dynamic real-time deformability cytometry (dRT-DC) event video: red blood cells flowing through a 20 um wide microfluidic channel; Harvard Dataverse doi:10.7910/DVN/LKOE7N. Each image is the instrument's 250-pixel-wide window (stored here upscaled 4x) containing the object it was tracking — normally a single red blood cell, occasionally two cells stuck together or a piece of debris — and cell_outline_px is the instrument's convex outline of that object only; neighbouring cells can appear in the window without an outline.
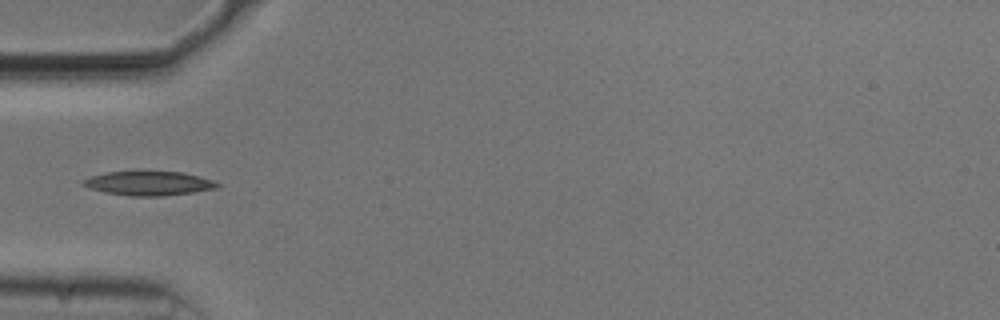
{"species": "common noctule bat (a hibernating species)", "species_latin": "Nyctalus noctula", "temperature_condition": "cold", "stored_images_in_passage": 37, "camera_frame_rate_fps": 3000, "um_per_image_px": 0.085, "animal": {"sex": "male", "body_mass_g": 20.5, "forearm_length_mm": 52.5}, "frame": {"image": 1, "passage_image": 1, "time_ms": 0.0, "image_size_px": [1000, 320], "cell_outline_px": [[220, 184], [216, 188], [192, 192], [164, 196], [128, 196], [104, 192], [88, 188], [80, 184], [80, 180], [92, 176], [108, 172], [180, 172], [212, 180]], "centroid_in_image_um": [12.56, 15.6], "position_along_channel_um": 72.4, "area_um2": 18.67}}
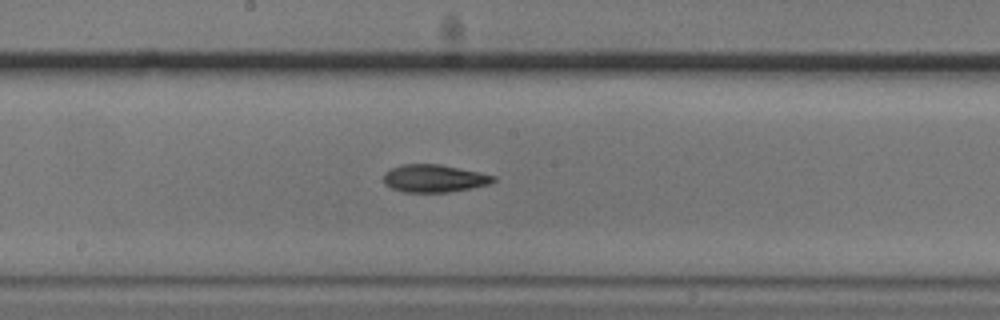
{"frame": {"image": 2, "passage_image": 12, "time_ms": 3.667, "image_size_px": [1000, 320], "cell_outline_px": [[496, 180], [488, 184], [472, 188], [448, 192], [404, 192], [392, 188], [384, 184], [384, 172], [400, 164], [440, 164], [480, 172], [496, 176]], "centroid_in_image_um": [36.9, 15.16], "position_along_channel_um": 211.3, "area_um2": 17.74}}
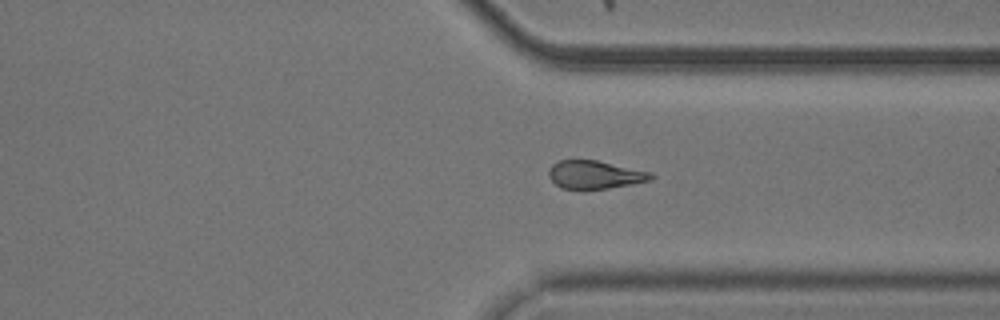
{"frame": {"image": 3, "passage_image": 24, "time_ms": 7.667, "image_size_px": [1000, 320], "cell_outline_px": [[656, 176], [648, 180], [632, 184], [608, 188], [560, 188], [548, 176], [548, 172], [552, 164], [560, 160], [596, 160], [652, 172]], "centroid_in_image_um": [50.57, 14.83], "position_along_channel_um": 360.8, "area_um2": 16.53}}